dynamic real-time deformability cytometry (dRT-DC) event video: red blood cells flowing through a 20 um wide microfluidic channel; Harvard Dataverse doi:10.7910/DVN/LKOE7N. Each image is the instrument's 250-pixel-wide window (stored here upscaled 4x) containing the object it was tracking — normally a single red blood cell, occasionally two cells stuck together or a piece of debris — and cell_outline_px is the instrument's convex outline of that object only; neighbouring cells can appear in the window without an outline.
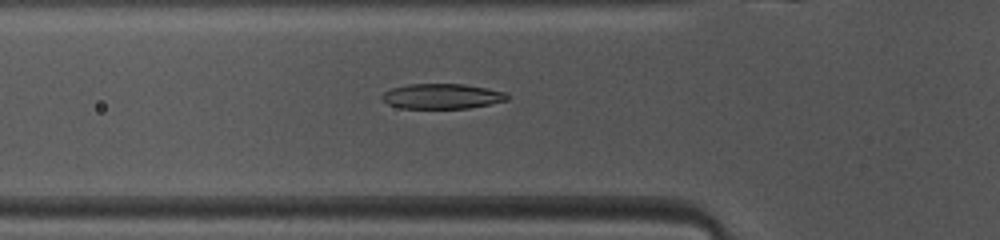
{"species": "common noctule bat (a hibernating species)", "species_latin": "Nyctalus noctula", "temperature_condition": "warm", "stored_images_in_passage": 43, "camera_frame_rate_fps": 3000, "um_per_image_px": 0.085, "animal": {"sex": "female", "body_mass_g": 10.0, "forearm_length_mm": 53.1}, "frame": {"image": 1, "passage_image": 14, "time_ms": 4.333, "image_size_px": [1000, 240], "cell_outline_px": [[508, 100], [468, 108], [400, 108], [388, 104], [380, 100], [380, 96], [384, 92], [392, 88], [408, 84], [464, 84], [504, 92], [508, 96]], "centroid_in_image_um": [37.5, 8.18], "position_along_channel_um": 88.3, "area_um2": 18.21}}
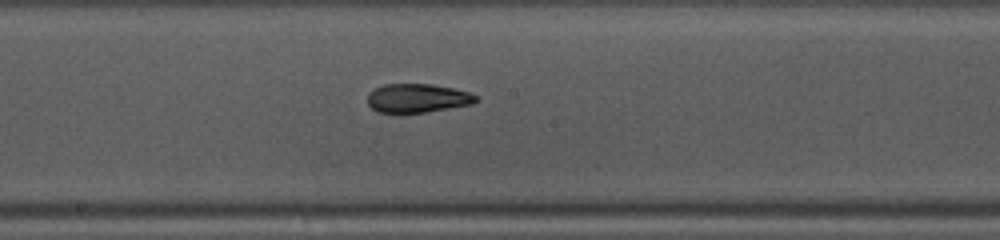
{"frame": {"image": 2, "passage_image": 23, "time_ms": 7.333, "image_size_px": [1000, 240], "cell_outline_px": [[480, 100], [472, 104], [424, 112], [376, 112], [368, 104], [368, 92], [384, 84], [432, 84], [452, 88], [468, 92], [476, 96]], "centroid_in_image_um": [35.47, 8.33], "position_along_channel_um": 212.7, "area_um2": 18.03}}
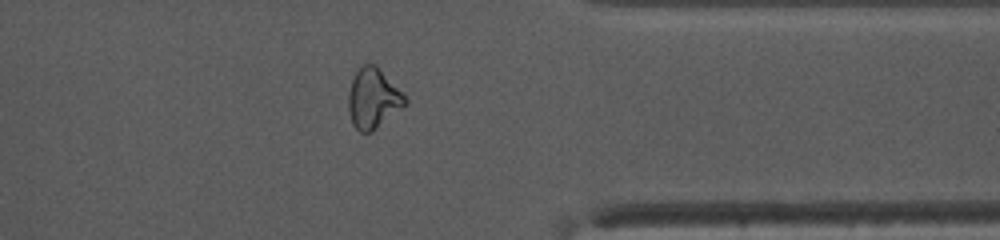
{"frame": {"image": 3, "passage_image": 36, "time_ms": 11.667, "image_size_px": [1000, 240], "cell_outline_px": [[408, 100], [400, 108], [372, 132], [360, 132], [352, 124], [348, 108], [348, 92], [352, 80], [356, 72], [364, 64], [376, 64]], "centroid_in_image_um": [31.67, 8.37], "position_along_channel_um": 379.7, "area_um2": 19.36}, "authors_computed_cell_mechanics": {"area_um2": 19.074, "velocity_mm_per_s": 4.1207, "shape_relaxation_time_tau1_ms": 5.457, "shape_relaxation_time_tau2_ms": 2.1043, "deformation_change_tau1": 0.1647, "deformation_change_tau2": 0.0906}}